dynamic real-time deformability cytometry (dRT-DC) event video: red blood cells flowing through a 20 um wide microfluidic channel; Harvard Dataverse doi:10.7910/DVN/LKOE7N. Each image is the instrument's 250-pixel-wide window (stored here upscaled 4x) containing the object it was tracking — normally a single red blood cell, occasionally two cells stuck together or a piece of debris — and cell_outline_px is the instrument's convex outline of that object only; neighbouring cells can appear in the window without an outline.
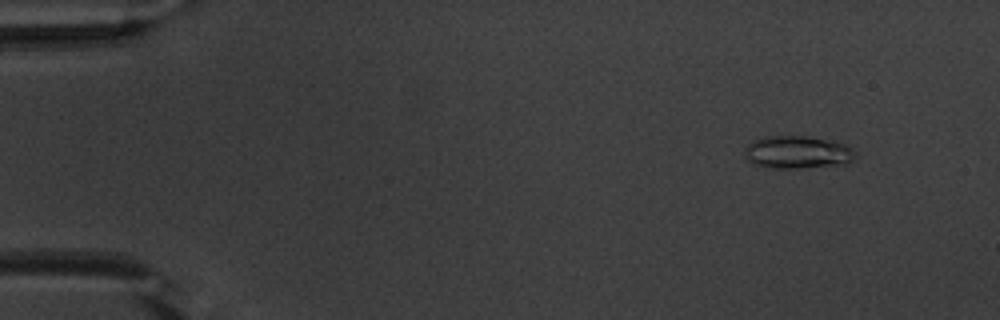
{"species": "common noctule bat (a hibernating species)", "species_latin": "Nyctalus noctula", "temperature_condition": "warm", "stored_images_in_passage": 54, "camera_frame_rate_fps": 3000, "um_per_image_px": 0.085, "animal": {"sex": "male", "body_mass_g": 20.1, "forearm_length_mm": 53.5}, "frame": {"image": 1, "passage_image": 6, "time_ms": 1.667, "image_size_px": [1000, 320], "cell_outline_px": [[856, 156], [852, 160], [844, 164], [800, 168], [764, 168], [752, 164], [748, 160], [744, 152], [744, 148], [752, 140], [764, 136], [808, 136], [836, 140], [844, 144], [856, 152]], "centroid_in_image_um": [67.76, 12.93], "position_along_channel_um": 17.2, "area_um2": 21.5}}
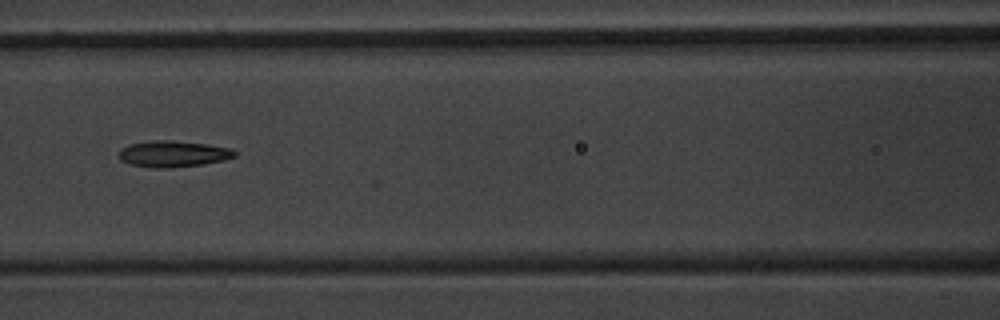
{"frame": {"image": 2, "passage_image": 25, "time_ms": 8.0, "image_size_px": [1000, 320], "cell_outline_px": [[236, 156], [224, 160], [200, 164], [168, 168], [152, 168], [132, 164], [120, 160], [120, 148], [128, 144], [152, 140], [172, 140], [208, 144], [232, 148], [236, 152]], "centroid_in_image_um": [14.72, 13.06], "position_along_channel_um": 151.9, "area_um2": 17.74}}
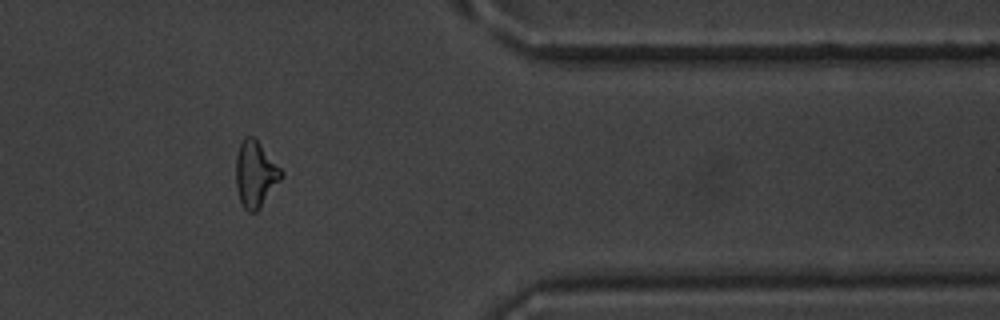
{"frame": {"image": 3, "passage_image": 45, "time_ms": 14.667, "image_size_px": [1000, 320], "cell_outline_px": [[284, 176], [260, 208], [256, 212], [248, 212], [244, 208], [240, 200], [236, 188], [236, 156], [240, 144], [244, 136], [252, 136], [256, 140], [284, 172]], "centroid_in_image_um": [21.71, 14.82], "position_along_channel_um": 389.7, "area_um2": 17.4}, "authors_computed_cell_mechanics": {"area_um2": 17.629, "velocity_mm_per_s": 3.8246, "shape_relaxation_time_tau1_ms": 4.5966, "shape_relaxation_time_tau2_ms": 4.2183, "deformation_change_tau1": 0.1791, "deformation_change_tau2": 0.1527}}